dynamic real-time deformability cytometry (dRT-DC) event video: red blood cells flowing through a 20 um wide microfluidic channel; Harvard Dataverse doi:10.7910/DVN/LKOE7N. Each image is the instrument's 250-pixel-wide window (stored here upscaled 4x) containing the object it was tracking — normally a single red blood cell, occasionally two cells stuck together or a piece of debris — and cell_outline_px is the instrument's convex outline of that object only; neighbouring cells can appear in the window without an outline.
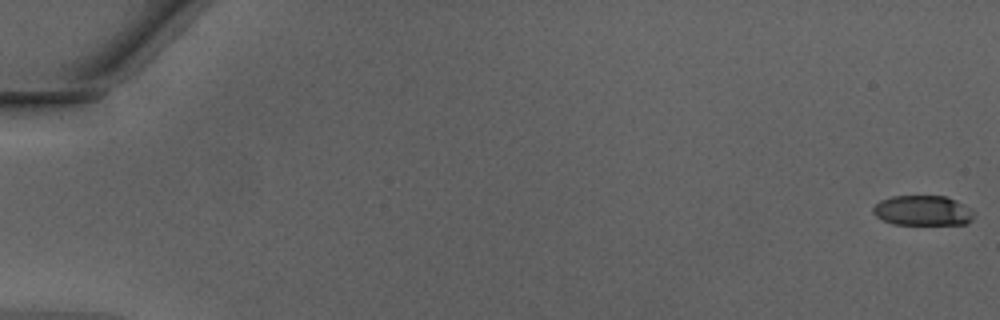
{"species": "Egyptian fruit bat (a non-hibernating species)", "species_latin": "Rousettus aegyptiacus", "temperature_condition": "warm", "stored_images_in_passage": 50, "camera_frame_rate_fps": 3000, "um_per_image_px": 0.085, "animal": {"sex": "male"}, "frame": {"image": 1, "passage_image": 1, "time_ms": 0.0, "image_size_px": [1000, 320], "cell_outline_px": [[972, 220], [968, 224], [892, 224], [876, 216], [872, 212], [872, 208], [880, 200], [892, 196], [944, 196], [956, 200], [972, 208]], "centroid_in_image_um": [78.43, 17.89], "position_along_channel_um": 6.6, "area_um2": 17.69}}
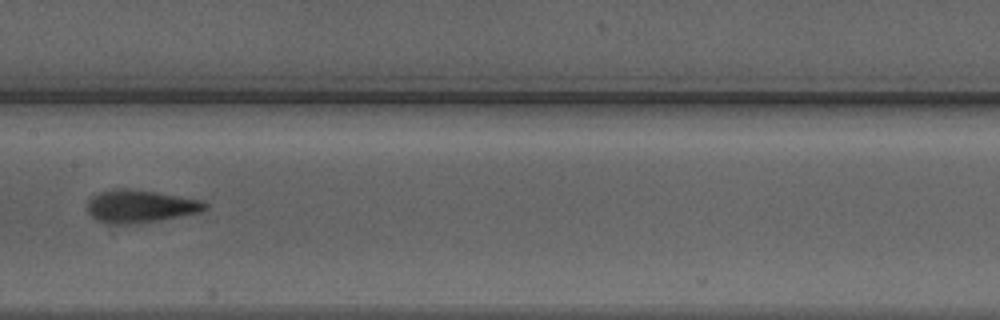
{"frame": {"image": 2, "passage_image": 27, "time_ms": 8.667, "image_size_px": [1000, 320], "cell_outline_px": [[208, 208], [200, 212], [180, 216], [132, 224], [116, 224], [96, 220], [88, 212], [88, 200], [92, 196], [100, 192], [112, 188], [124, 188], [156, 192], [200, 200], [208, 204]], "centroid_in_image_um": [11.9, 17.52], "position_along_channel_um": 195.5, "area_um2": 22.2}}
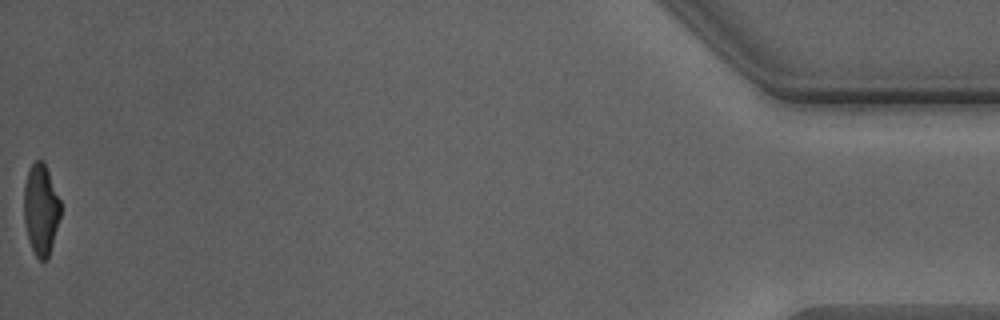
{"frame": {"image": 3, "passage_image": 50, "time_ms": 16.333, "image_size_px": [1000, 320], "cell_outline_px": [[60, 216], [48, 260], [40, 260], [36, 256], [28, 240], [24, 220], [24, 184], [28, 172], [32, 164], [36, 160], [44, 160], [60, 200]], "centroid_in_image_um": [3.47, 17.8], "position_along_channel_um": 431.7, "area_um2": 19.36}, "authors_computed_cell_mechanics": {"area_um2": 20.808, "velocity_mm_per_s": 4.296, "shape_relaxation_time_tau1_ms": 3.4689, "shape_relaxation_time_tau2_ms": 1.4884, "deformation_change_tau1": 0.1984, "deformation_change_tau2": 0.1141}}